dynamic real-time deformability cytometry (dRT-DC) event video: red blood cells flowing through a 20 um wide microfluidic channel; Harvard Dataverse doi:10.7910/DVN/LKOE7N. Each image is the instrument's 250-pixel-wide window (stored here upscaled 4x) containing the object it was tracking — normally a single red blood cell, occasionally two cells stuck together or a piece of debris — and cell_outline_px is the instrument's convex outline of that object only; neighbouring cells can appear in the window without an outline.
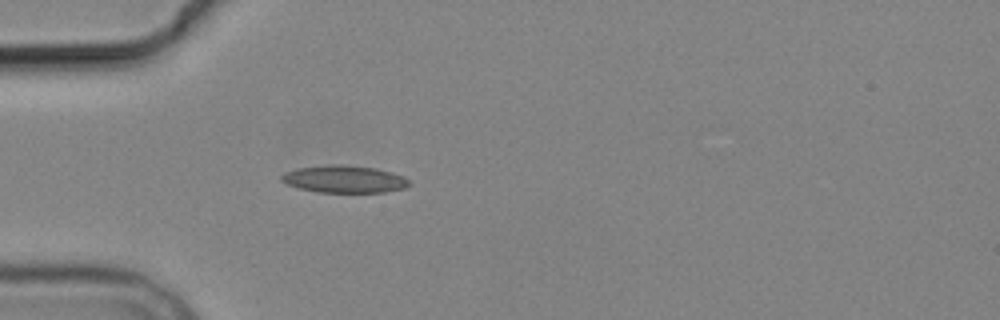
{"species": "common noctule bat (a hibernating species)", "species_latin": "Nyctalus noctula", "temperature_condition": "cold", "stored_images_in_passage": 1, "camera_frame_rate_fps": 3000, "um_per_image_px": 0.085, "animal": {"sex": "male", "body_mass_g": 19.2, "forearm_length_mm": 51.8}, "frame": {"image": 1, "passage_image": 1, "time_ms": 0.0, "image_size_px": [1000, 320], "cell_outline_px": [[408, 184], [404, 188], [384, 192], [316, 192], [300, 188], [288, 184], [280, 180], [280, 176], [284, 172], [300, 168], [328, 164], [340, 164], [376, 168], [392, 172], [404, 176], [408, 180]], "centroid_in_image_um": [29.25, 15.22], "position_along_channel_um": 55.8, "area_um2": 20.23}}